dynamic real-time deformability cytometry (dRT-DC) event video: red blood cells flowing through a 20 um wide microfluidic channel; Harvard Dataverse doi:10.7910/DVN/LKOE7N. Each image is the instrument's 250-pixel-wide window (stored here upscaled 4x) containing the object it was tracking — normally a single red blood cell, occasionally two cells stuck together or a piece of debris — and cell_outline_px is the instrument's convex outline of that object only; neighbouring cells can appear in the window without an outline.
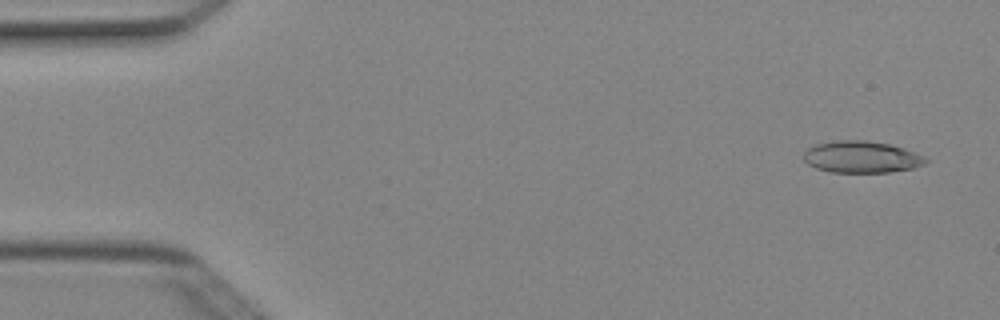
{"species": "Egyptian fruit bat (a non-hibernating species)", "species_latin": "Rousettus aegyptiacus", "temperature_condition": "cold", "stored_images_in_passage": 4, "camera_frame_rate_fps": 3000, "um_per_image_px": 0.085, "animal": {"sex": "female"}, "frame": {"image": 1, "passage_image": 1, "time_ms": 0.0, "image_size_px": [1000, 320], "cell_outline_px": [[928, 160], [924, 164], [912, 168], [888, 172], [832, 172], [816, 168], [808, 164], [804, 160], [804, 152], [808, 148], [816, 144], [832, 140], [864, 140], [888, 144], [904, 148], [924, 156]], "centroid_in_image_um": [73.2, 13.33], "position_along_channel_um": 11.8, "area_um2": 22.48}}
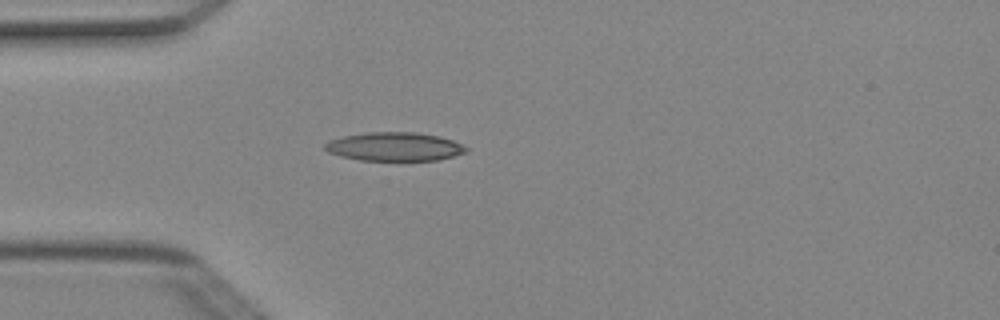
{"frame": {"image": 2, "passage_image": 4, "time_ms": 1.0, "image_size_px": [1000, 320], "cell_outline_px": [[468, 148], [464, 152], [452, 156], [436, 160], [360, 160], [340, 156], [328, 152], [324, 148], [324, 144], [328, 140], [344, 136], [368, 132], [416, 132], [440, 136], [452, 140]], "centroid_in_image_um": [33.48, 12.45], "position_along_channel_um": 51.5, "area_um2": 23.41}}